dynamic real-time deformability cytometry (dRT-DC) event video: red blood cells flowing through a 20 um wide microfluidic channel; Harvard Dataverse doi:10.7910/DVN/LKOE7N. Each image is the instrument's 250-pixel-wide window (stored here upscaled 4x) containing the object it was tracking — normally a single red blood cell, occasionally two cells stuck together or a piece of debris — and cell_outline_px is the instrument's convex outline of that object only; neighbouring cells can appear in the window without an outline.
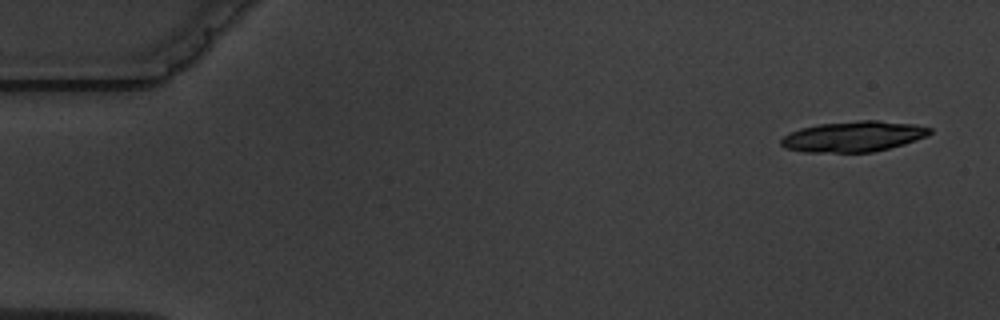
{"species": "common noctule bat (a hibernating species)", "species_latin": "Nyctalus noctula", "temperature_condition": "warm", "stored_images_in_passage": 6, "camera_frame_rate_fps": 3000, "um_per_image_px": 0.085, "animal": {"sex": "male", "body_mass_g": 19.5, "forearm_length_mm": 54.6}, "frame": {"image": 1, "passage_image": 1, "time_ms": 0.0, "image_size_px": [1000, 320], "cell_outline_px": [[932, 132], [928, 136], [904, 144], [872, 152], [804, 152], [784, 148], [780, 144], [780, 140], [788, 132], [800, 128], [816, 124], [860, 120], [880, 120], [916, 124], [932, 128]], "centroid_in_image_um": [72.54, 11.59], "position_along_channel_um": 12.5, "area_um2": 26.82}}